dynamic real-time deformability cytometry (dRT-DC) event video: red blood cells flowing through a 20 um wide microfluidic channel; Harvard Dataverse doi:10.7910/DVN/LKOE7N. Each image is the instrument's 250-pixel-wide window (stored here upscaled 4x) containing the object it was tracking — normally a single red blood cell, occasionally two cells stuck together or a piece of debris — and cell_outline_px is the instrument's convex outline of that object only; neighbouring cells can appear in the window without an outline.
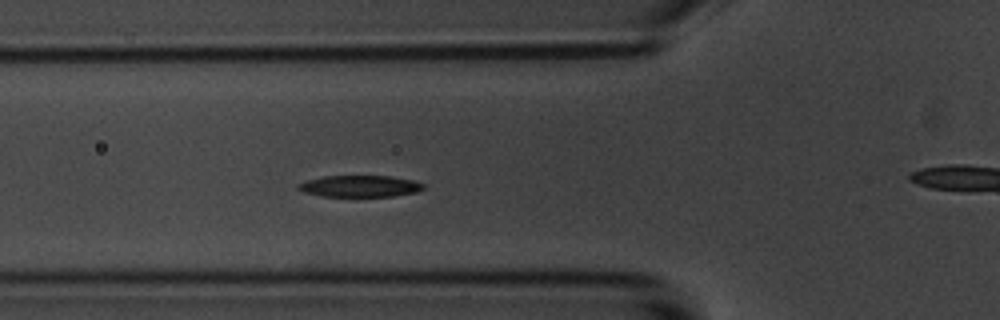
{"species": "common noctule bat (a hibernating species)", "species_latin": "Nyctalus noctula", "temperature_condition": "room temperature", "stored_images_in_passage": 56, "camera_frame_rate_fps": 3000, "um_per_image_px": 0.085, "animal": {"sex": "male", "body_mass_g": 20.1, "forearm_length_mm": 53.5}, "frame": {"image": 1, "passage_image": 18, "time_ms": 5.667, "image_size_px": [1000, 320], "cell_outline_px": [[424, 188], [416, 192], [392, 196], [320, 196], [304, 192], [296, 188], [296, 184], [304, 180], [324, 176], [392, 176], [416, 180], [424, 184]], "centroid_in_image_um": [30.56, 15.81], "position_along_channel_um": 95.2, "area_um2": 15.9}}
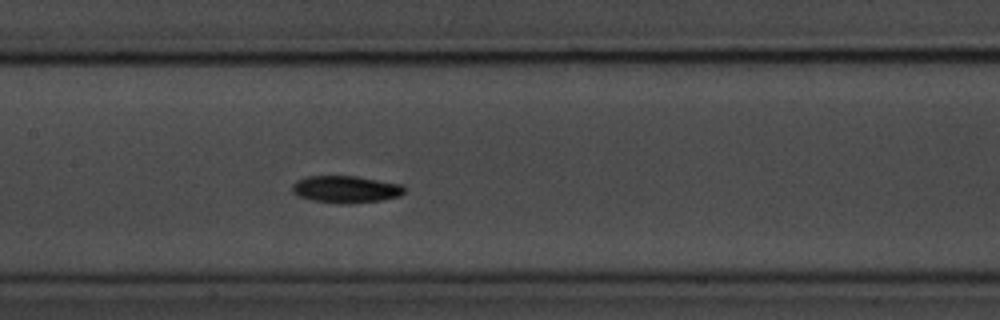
{"frame": {"image": 2, "passage_image": 25, "time_ms": 8.0, "image_size_px": [1000, 320], "cell_outline_px": [[404, 192], [400, 196], [380, 200], [348, 204], [340, 204], [308, 200], [296, 196], [292, 192], [292, 184], [296, 180], [304, 176], [356, 176], [404, 184]], "centroid_in_image_um": [29.35, 16.09], "position_along_channel_um": 178.1, "area_um2": 18.09}}
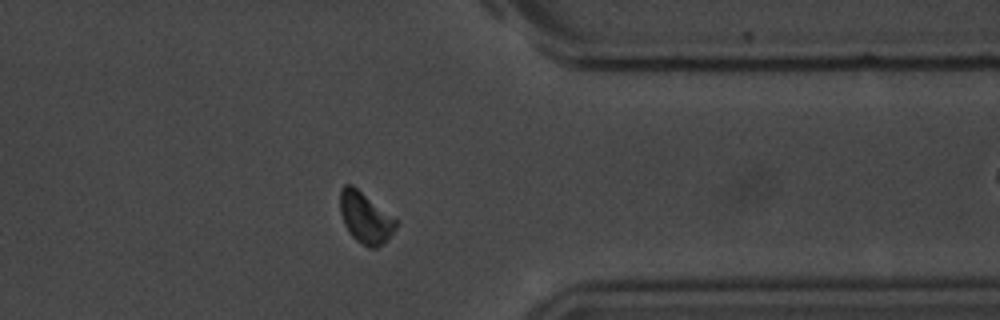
{"frame": {"image": 3, "passage_image": 43, "time_ms": 14.0, "image_size_px": [1000, 320], "cell_outline_px": [[400, 220], [396, 228], [376, 248], [368, 248], [356, 240], [348, 232], [344, 224], [340, 212], [340, 188], [344, 184], [352, 184]], "centroid_in_image_um": [31.05, 18.47], "position_along_channel_um": 380.3, "area_um2": 16.82}, "authors_computed_cell_mechanics": {"area_um2": 16.2996, "velocity_mm_per_s": 3.5275, "shape_relaxation_time_tau1_ms": 7.697, "shape_relaxation_time_tau2_ms": 11.0569, "deformation_change_tau1": 0.2815, "deformation_change_tau2": 0.1637}}